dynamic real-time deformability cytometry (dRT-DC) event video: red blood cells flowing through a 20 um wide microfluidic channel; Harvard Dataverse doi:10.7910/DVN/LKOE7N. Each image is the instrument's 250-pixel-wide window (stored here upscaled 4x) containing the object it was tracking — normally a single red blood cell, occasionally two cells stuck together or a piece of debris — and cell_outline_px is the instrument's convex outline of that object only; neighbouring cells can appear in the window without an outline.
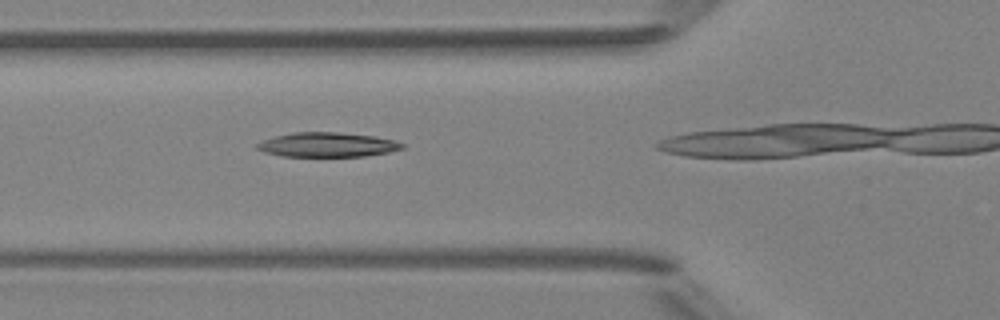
{"species": "Egyptian fruit bat (a non-hibernating species)", "species_latin": "Rousettus aegyptiacus", "temperature_condition": "room temperature", "stored_images_in_passage": 5, "camera_frame_rate_fps": 3000, "um_per_image_px": 0.085, "animal": {"sex": "female"}, "frame": {"image": 1, "passage_image": 4, "time_ms": 3.333, "image_size_px": [1000, 320], "cell_outline_px": [[404, 148], [388, 152], [364, 156], [280, 156], [264, 152], [256, 148], [256, 144], [264, 140], [276, 136], [292, 132], [340, 132], [372, 136], [396, 140], [404, 144]], "centroid_in_image_um": [27.83, 12.3], "position_along_channel_um": 98.0, "area_um2": 20.63}}